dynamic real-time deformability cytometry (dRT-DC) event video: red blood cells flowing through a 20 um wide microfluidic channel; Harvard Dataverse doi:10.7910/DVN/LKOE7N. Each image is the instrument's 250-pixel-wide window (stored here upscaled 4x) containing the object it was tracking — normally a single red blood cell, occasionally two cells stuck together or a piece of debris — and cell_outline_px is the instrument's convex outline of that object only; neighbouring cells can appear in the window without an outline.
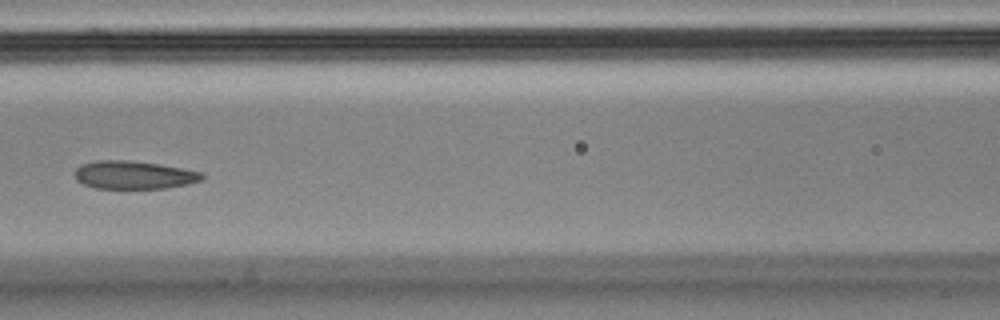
{"species": "Egyptian fruit bat (a non-hibernating species)", "species_latin": "Rousettus aegyptiacus", "temperature_condition": "cold", "stored_images_in_passage": 10, "camera_frame_rate_fps": 3000, "um_per_image_px": 0.085, "animal": {"sex": "male"}, "frame": {"image": 1, "passage_image": 6, "time_ms": 1.667, "image_size_px": [1000, 320], "cell_outline_px": [[204, 176], [200, 180], [168, 188], [96, 188], [84, 184], [76, 180], [76, 168], [80, 164], [96, 160], [132, 160], [204, 172]], "centroid_in_image_um": [11.34, 14.86], "position_along_channel_um": 155.3, "area_um2": 20.63}}
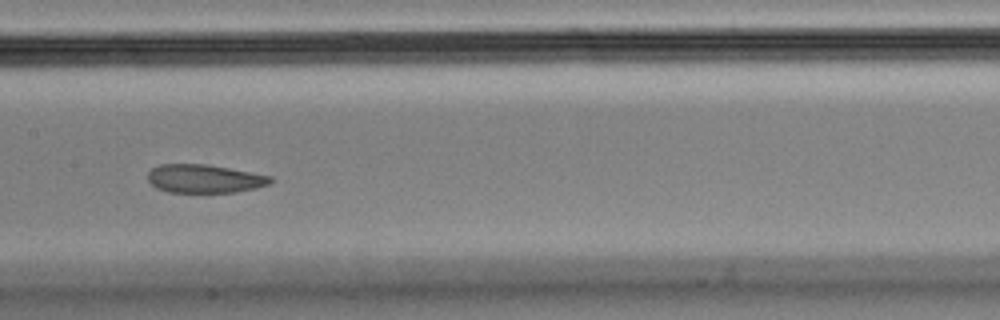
{"frame": {"image": 2, "passage_image": 7, "time_ms": 2.0, "image_size_px": [1000, 320], "cell_outline_px": [[276, 180], [268, 184], [256, 188], [236, 192], [168, 192], [156, 188], [148, 180], [148, 172], [152, 168], [160, 164], [204, 164], [228, 168], [272, 176]], "centroid_in_image_um": [17.39, 15.19], "position_along_channel_um": 190.0, "area_um2": 20.29}}
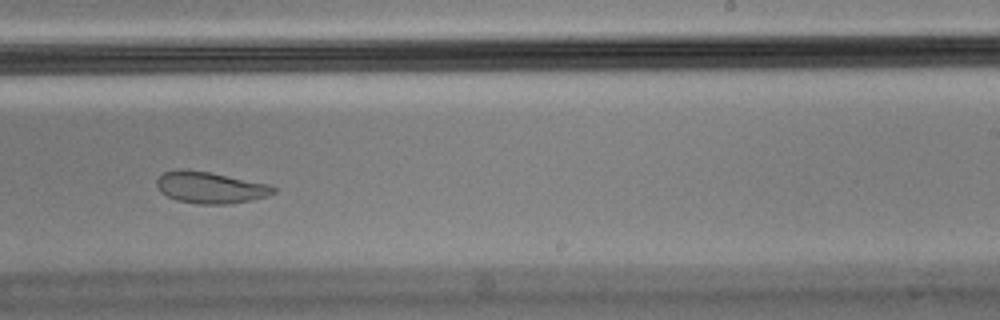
{"frame": {"image": 3, "passage_image": 9, "time_ms": 2.667, "image_size_px": [1000, 320], "cell_outline_px": [[276, 192], [268, 196], [228, 204], [196, 204], [176, 200], [160, 192], [156, 184], [156, 180], [164, 172], [180, 168], [184, 168], [208, 172], [268, 184], [276, 188]], "centroid_in_image_um": [17.83, 15.94], "position_along_channel_um": 271.2, "area_um2": 21.39}}